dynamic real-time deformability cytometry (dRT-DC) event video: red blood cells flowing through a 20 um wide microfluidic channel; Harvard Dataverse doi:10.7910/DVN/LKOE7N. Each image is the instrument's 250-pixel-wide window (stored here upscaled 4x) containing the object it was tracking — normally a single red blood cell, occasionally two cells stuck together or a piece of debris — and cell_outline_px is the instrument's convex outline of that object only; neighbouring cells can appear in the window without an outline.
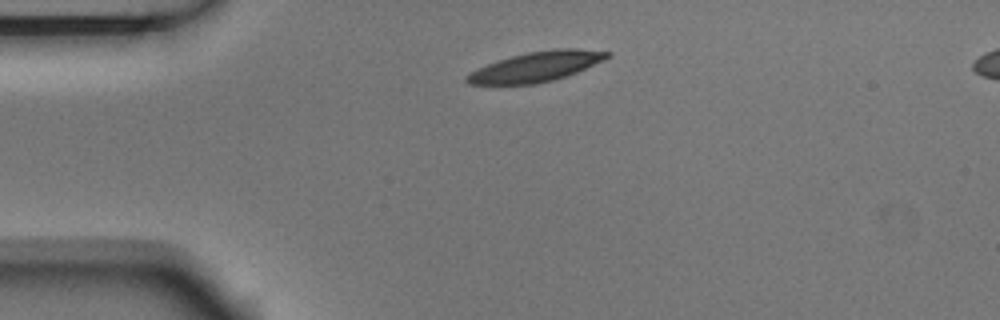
{"species": "Egyptian fruit bat (a non-hibernating species)", "species_latin": "Rousettus aegyptiacus", "temperature_condition": "room temperature", "stored_images_in_passage": 13, "segment_of_instrument_passage": [1, 2], "camera_frame_rate_fps": 3000, "um_per_image_px": 0.085, "animal": {"sex": "male"}, "frame": {"image": 1, "passage_image": 1, "time_ms": 0.0, "image_size_px": [1000, 320], "cell_outline_px": [[612, 56], [604, 60], [576, 72], [552, 80], [536, 84], [468, 84], [464, 80], [464, 76], [476, 68], [512, 56], [528, 52], [556, 48], [576, 48], [612, 52]], "centroid_in_image_um": [45.58, 5.66], "position_along_channel_um": 39.4, "area_um2": 24.33}}
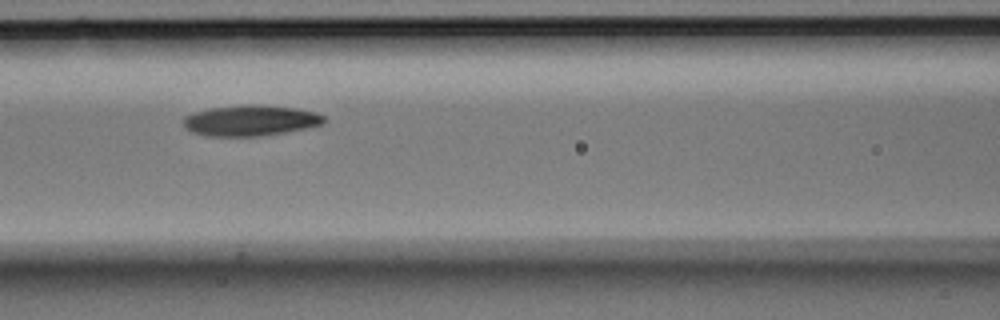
{"frame": {"image": 2, "passage_image": 4, "time_ms": 1.0, "image_size_px": [1000, 320], "cell_outline_px": [[324, 124], [284, 132], [260, 136], [208, 136], [192, 132], [184, 124], [184, 116], [208, 108], [240, 104], [260, 104], [296, 108], [316, 112], [324, 116]], "centroid_in_image_um": [21.3, 10.22], "position_along_channel_um": 145.3, "area_um2": 25.2}}
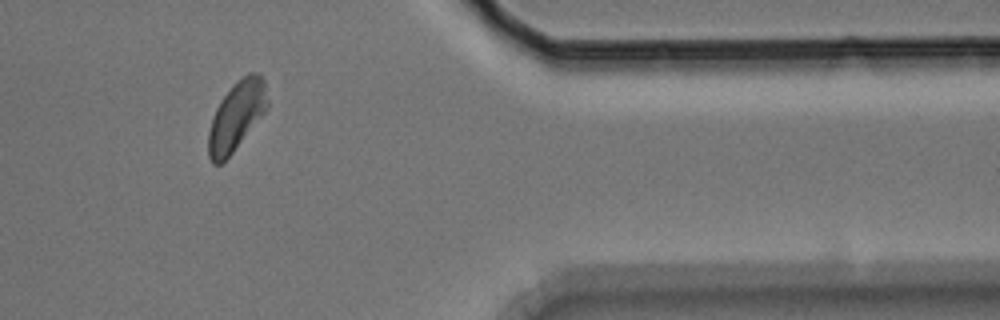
{"frame": {"image": 3, "passage_image": 10, "time_ms": 3.0, "image_size_px": [1000, 320], "cell_outline_px": [[268, 108], [232, 152], [220, 164], [212, 164], [208, 156], [208, 132], [212, 116], [220, 100], [232, 84], [236, 80], [248, 72], [260, 72], [264, 80], [268, 100]], "centroid_in_image_um": [20.09, 9.81], "position_along_channel_um": 391.3, "area_um2": 23.81}}